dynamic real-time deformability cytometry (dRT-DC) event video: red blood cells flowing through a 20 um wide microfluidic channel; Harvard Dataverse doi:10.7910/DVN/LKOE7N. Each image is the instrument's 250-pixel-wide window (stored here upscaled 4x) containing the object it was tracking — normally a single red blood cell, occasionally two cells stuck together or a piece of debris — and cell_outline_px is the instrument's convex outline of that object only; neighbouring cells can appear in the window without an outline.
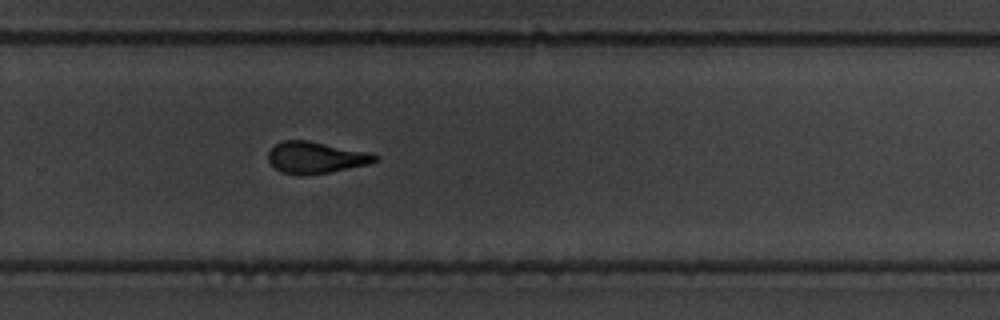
{"species": "common noctule bat (a hibernating species)", "species_latin": "Nyctalus noctula", "temperature_condition": "warm", "stored_images_in_passage": 11, "camera_frame_rate_fps": 3000, "um_per_image_px": 0.085, "animal": {"sex": "male", "body_mass_g": 19.5, "forearm_length_mm": 54.6}, "frame": {"image": 1, "passage_image": 11, "time_ms": 12.667, "image_size_px": [1000, 320], "cell_outline_px": [[380, 160], [368, 164], [328, 172], [304, 176], [300, 176], [280, 172], [268, 160], [268, 152], [276, 144], [284, 140], [308, 140], [368, 152], [380, 156]], "centroid_in_image_um": [26.84, 13.39], "position_along_channel_um": 303.0, "area_um2": 19.71}}